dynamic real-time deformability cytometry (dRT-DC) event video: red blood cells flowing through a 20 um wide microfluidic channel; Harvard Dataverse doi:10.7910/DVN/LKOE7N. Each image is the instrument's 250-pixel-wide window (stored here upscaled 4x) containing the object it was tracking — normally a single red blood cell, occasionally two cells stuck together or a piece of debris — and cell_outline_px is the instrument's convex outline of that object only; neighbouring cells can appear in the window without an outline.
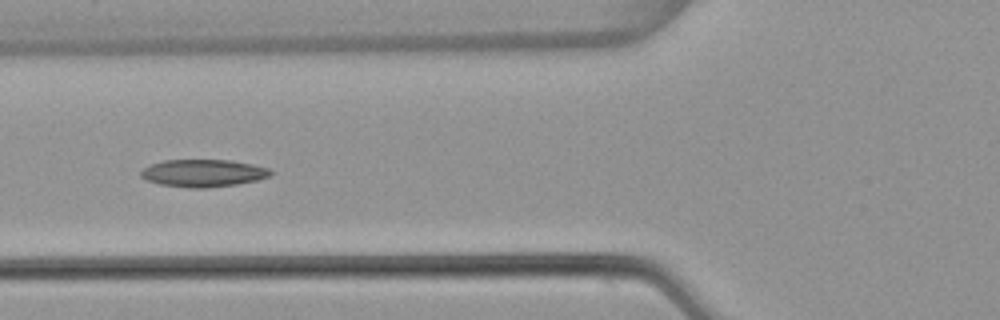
{"species": "common noctule bat (a hibernating species)", "species_latin": "Nyctalus noctula", "temperature_condition": "warm", "stored_images_in_passage": 6, "camera_frame_rate_fps": 3000, "um_per_image_px": 0.085, "animal": {"sex": "female", "body_mass_g": 22.7, "forearm_length_mm": 54.2}, "frame": {"image": 1, "passage_image": 5, "time_ms": 1.333, "image_size_px": [1000, 320], "cell_outline_px": [[276, 172], [272, 176], [256, 180], [236, 184], [208, 188], [188, 188], [160, 184], [148, 180], [140, 176], [140, 172], [144, 168], [152, 164], [164, 160], [232, 160], [252, 164], [268, 168]], "centroid_in_image_um": [17.32, 14.71], "position_along_channel_um": 108.5, "area_um2": 20.81}}
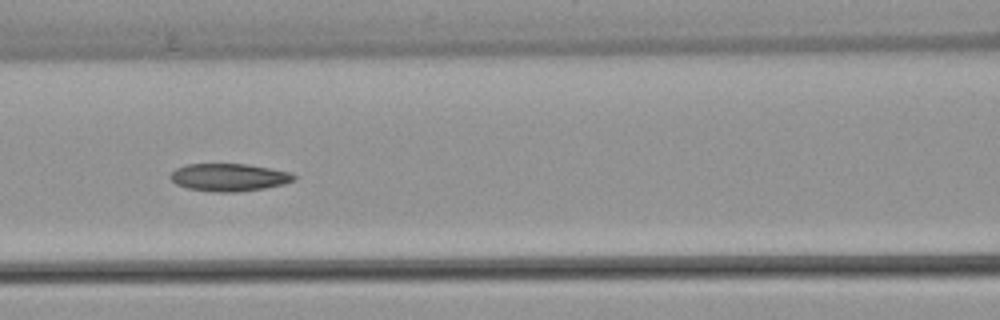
{"frame": {"image": 2, "passage_image": 6, "time_ms": 1.667, "image_size_px": [1000, 320], "cell_outline_px": [[296, 180], [284, 184], [264, 188], [236, 192], [216, 192], [188, 188], [176, 184], [168, 176], [176, 168], [188, 164], [248, 164], [292, 172], [296, 176]], "centroid_in_image_um": [19.49, 15.07], "position_along_channel_um": 147.1, "area_um2": 19.94}}